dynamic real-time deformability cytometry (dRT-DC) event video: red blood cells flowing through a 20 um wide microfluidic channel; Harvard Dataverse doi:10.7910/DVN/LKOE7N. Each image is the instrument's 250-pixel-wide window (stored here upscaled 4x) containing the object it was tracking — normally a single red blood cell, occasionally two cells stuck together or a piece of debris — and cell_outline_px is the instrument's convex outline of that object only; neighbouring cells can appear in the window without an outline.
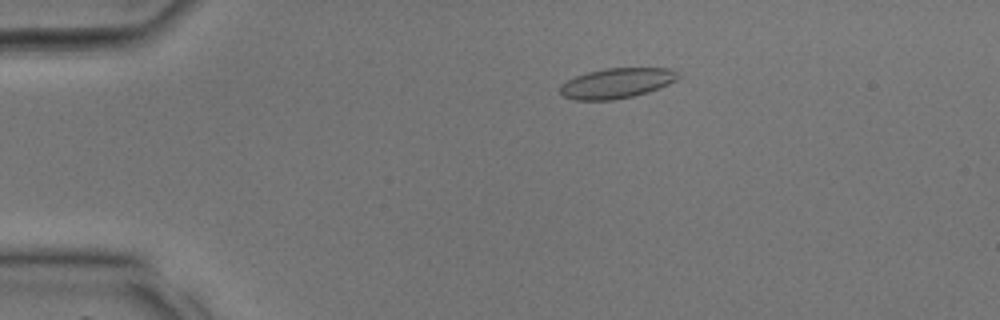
{"species": "common noctule bat (a hibernating species)", "species_latin": "Nyctalus noctula", "temperature_condition": "room temperature", "stored_images_in_passage": 35, "camera_frame_rate_fps": 3000, "um_per_image_px": 0.085, "animal": {"sex": "male", "body_mass_g": 17.9, "forearm_length_mm": 54.2}, "frame": {"image": 1, "passage_image": 6, "time_ms": 1.667, "image_size_px": [1000, 320], "cell_outline_px": [[680, 76], [676, 80], [668, 84], [648, 92], [632, 96], [612, 100], [576, 100], [564, 96], [560, 92], [560, 84], [576, 76], [588, 72], [608, 68], [672, 68]], "centroid_in_image_um": [52.42, 7.07], "position_along_channel_um": 32.6, "area_um2": 20.58}}
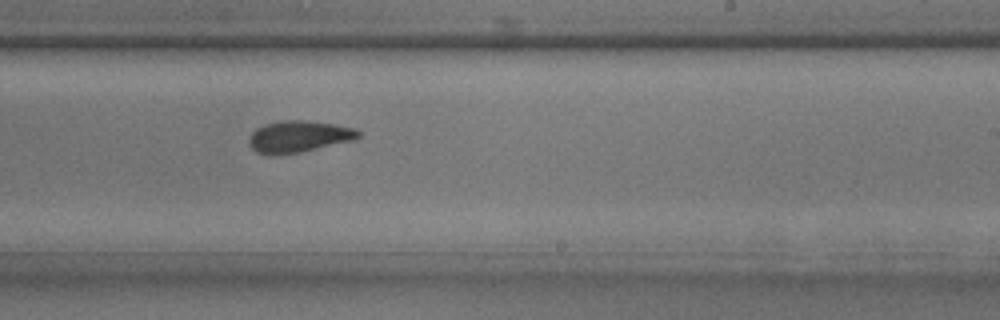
{"frame": {"image": 2, "passage_image": 21, "time_ms": 6.667, "image_size_px": [1000, 320], "cell_outline_px": [[360, 136], [356, 140], [300, 152], [272, 156], [268, 156], [256, 152], [248, 144], [248, 136], [256, 128], [264, 124], [284, 120], [308, 120], [336, 124], [356, 128], [360, 132]], "centroid_in_image_um": [25.38, 11.61], "position_along_channel_um": 263.6, "area_um2": 20.63}}
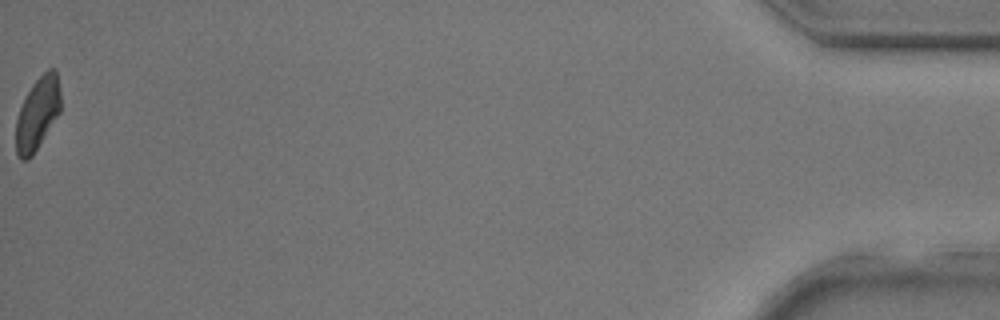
{"frame": {"image": 3, "passage_image": 35, "time_ms": 11.333, "image_size_px": [1000, 320], "cell_outline_px": [[60, 112], [32, 156], [28, 160], [20, 160], [16, 156], [16, 120], [20, 108], [32, 84], [48, 68], [56, 68], [60, 92]], "centroid_in_image_um": [3.19, 9.66], "position_along_channel_um": 432.0, "area_um2": 18.84}}